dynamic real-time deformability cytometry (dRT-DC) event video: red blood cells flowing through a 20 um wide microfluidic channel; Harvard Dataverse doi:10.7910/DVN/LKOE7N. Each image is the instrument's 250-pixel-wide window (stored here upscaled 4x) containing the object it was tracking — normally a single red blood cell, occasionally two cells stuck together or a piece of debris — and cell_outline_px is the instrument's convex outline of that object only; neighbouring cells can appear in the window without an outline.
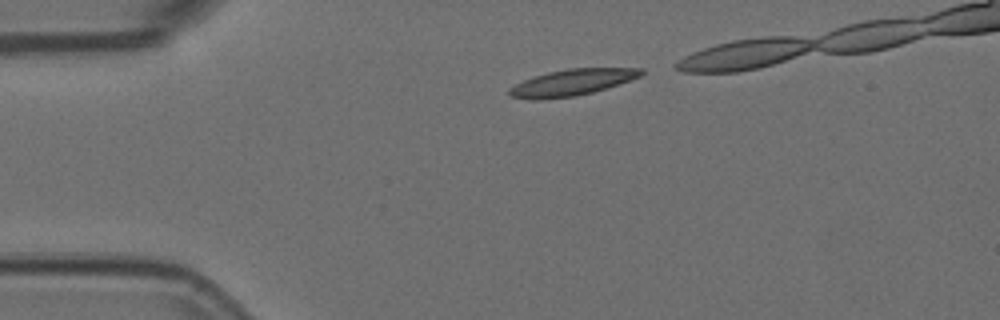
{"species": "Egyptian fruit bat (a non-hibernating species)", "species_latin": "Rousettus aegyptiacus", "temperature_condition": "room temperature", "stored_images_in_passage": 35, "camera_frame_rate_fps": 3000, "um_per_image_px": 0.085, "animal": {"sex": "female"}, "frame": {"image": 1, "passage_image": 1, "time_ms": 0.0, "image_size_px": [1000, 320], "cell_outline_px": [[644, 72], [640, 76], [592, 92], [576, 96], [536, 100], [532, 100], [508, 96], [508, 88], [532, 76], [548, 72], [568, 68], [644, 68]], "centroid_in_image_um": [48.54, 7.01], "position_along_channel_um": 36.5, "area_um2": 20.11}}
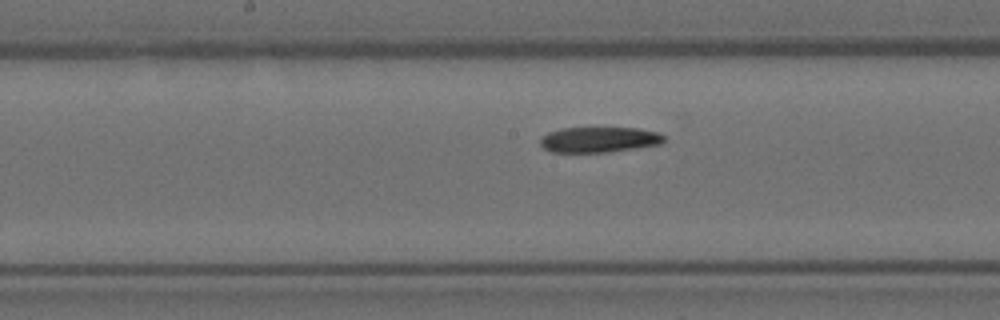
{"frame": {"image": 2, "passage_image": 17, "time_ms": 5.333, "image_size_px": [1000, 320], "cell_outline_px": [[664, 140], [660, 144], [640, 148], [608, 152], [552, 152], [544, 148], [540, 144], [540, 140], [548, 132], [560, 128], [640, 128], [660, 132], [664, 136]], "centroid_in_image_um": [50.96, 11.87], "position_along_channel_um": 197.2, "area_um2": 18.5}}
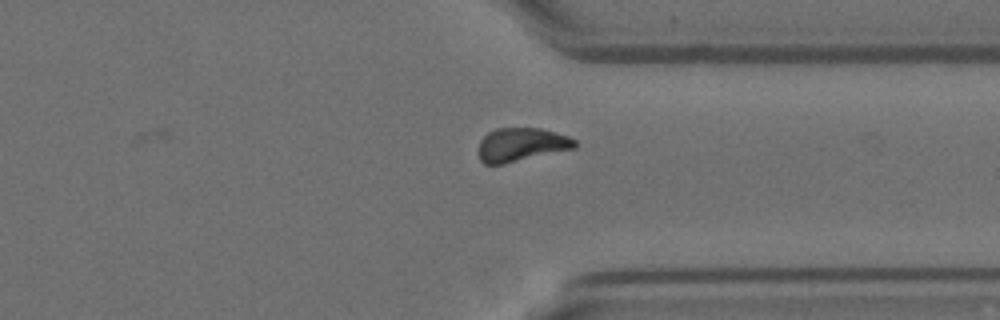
{"frame": {"image": 3, "passage_image": 31, "time_ms": 10.0, "image_size_px": [1000, 320], "cell_outline_px": [[576, 148], [504, 164], [484, 164], [480, 160], [480, 140], [488, 132], [496, 128], [540, 128], [556, 132], [568, 136], [576, 140]], "centroid_in_image_um": [44.33, 12.29], "position_along_channel_um": 367.1, "area_um2": 18.84}}